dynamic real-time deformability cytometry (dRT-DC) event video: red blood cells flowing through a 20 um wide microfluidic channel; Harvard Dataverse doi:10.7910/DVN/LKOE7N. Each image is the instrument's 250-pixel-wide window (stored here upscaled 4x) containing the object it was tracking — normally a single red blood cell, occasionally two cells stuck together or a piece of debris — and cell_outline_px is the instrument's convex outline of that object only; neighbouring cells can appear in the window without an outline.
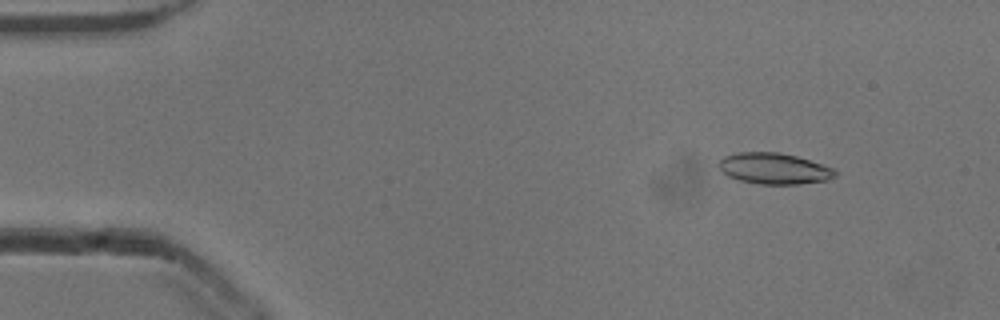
{"species": "common noctule bat (a hibernating species)", "species_latin": "Nyctalus noctula", "temperature_condition": "cold", "stored_images_in_passage": 52, "camera_frame_rate_fps": 3000, "um_per_image_px": 0.085, "animal": {"sex": "male", "body_mass_g": 13.3}, "frame": {"image": 1, "passage_image": 6, "time_ms": 1.667, "image_size_px": [1000, 320], "cell_outline_px": [[840, 172], [836, 176], [828, 180], [800, 184], [760, 184], [740, 180], [728, 176], [716, 164], [724, 156], [736, 152], [780, 152], [796, 156], [824, 164]], "centroid_in_image_um": [65.83, 14.32], "position_along_channel_um": 19.2, "area_um2": 21.27}}
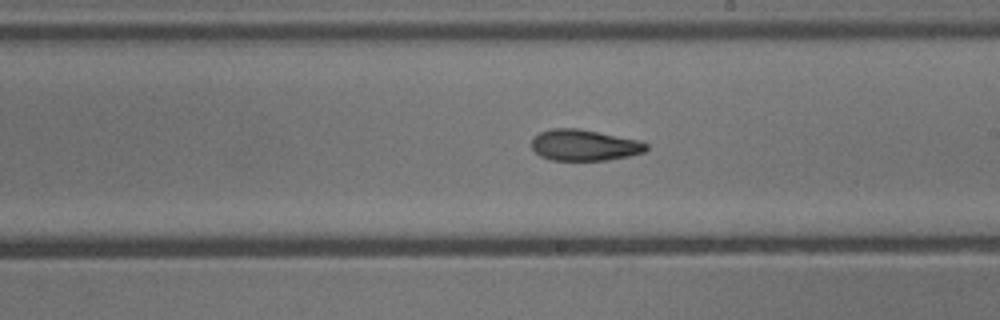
{"frame": {"image": 2, "passage_image": 30, "time_ms": 9.667, "image_size_px": [1000, 320], "cell_outline_px": [[648, 148], [644, 152], [628, 156], [608, 160], [552, 160], [540, 156], [532, 148], [532, 136], [540, 132], [552, 128], [580, 128], [640, 140], [648, 144]], "centroid_in_image_um": [49.67, 12.33], "position_along_channel_um": 239.3, "area_um2": 20.98}}
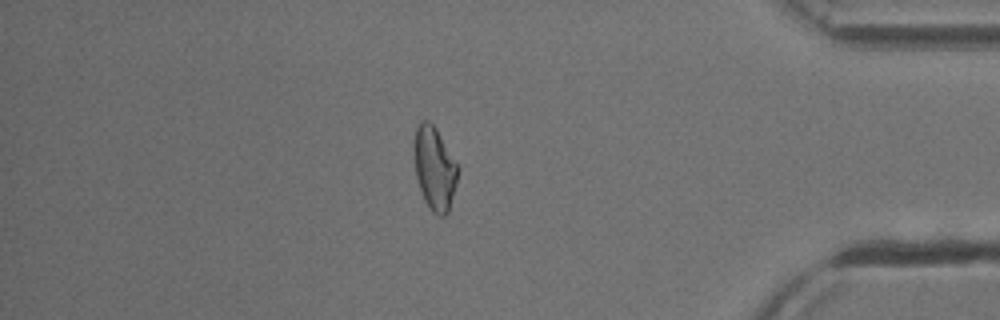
{"frame": {"image": 3, "passage_image": 45, "time_ms": 14.667, "image_size_px": [1000, 320], "cell_outline_px": [[460, 168], [456, 184], [448, 212], [444, 216], [436, 216], [432, 212], [424, 200], [416, 176], [412, 144], [416, 128], [420, 120], [428, 120], [436, 128]], "centroid_in_image_um": [36.92, 14.29], "position_along_channel_um": 398.3, "area_um2": 21.5}, "authors_computed_cell_mechanics": {"area_um2": 21.2126, "velocity_mm_per_s": 3.9079, "shape_relaxation_time_tau1_ms": 6.2237, "shape_relaxation_time_tau2_ms": 7.4333, "deformation_change_tau1": 0.1648, "deformation_change_tau2": 0.1621}}